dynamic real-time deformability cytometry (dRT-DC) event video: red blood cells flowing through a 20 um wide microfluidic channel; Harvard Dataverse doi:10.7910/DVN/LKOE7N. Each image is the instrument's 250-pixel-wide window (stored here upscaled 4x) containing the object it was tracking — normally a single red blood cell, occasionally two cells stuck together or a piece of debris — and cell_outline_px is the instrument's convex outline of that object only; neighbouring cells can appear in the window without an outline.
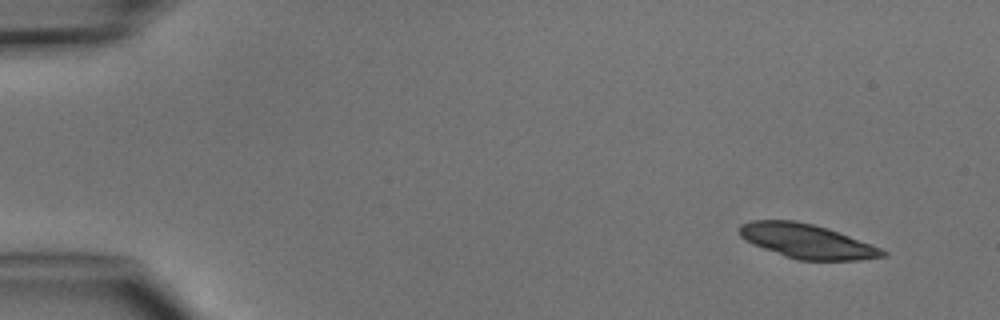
{"species": "common noctule bat (a hibernating species)", "species_latin": "Nyctalus noctula", "temperature_condition": "cold", "stored_images_in_passage": 4, "camera_frame_rate_fps": 3000, "um_per_image_px": 0.085, "animal": {"sex": "male", "body_mass_g": 15.6}, "frame": {"image": 1, "passage_image": 1, "time_ms": 0.0, "image_size_px": [1000, 320], "cell_outline_px": [[888, 256], [860, 260], [796, 260], [784, 256], [752, 244], [740, 236], [740, 224], [752, 220], [796, 220], [828, 228], [872, 244], [888, 252]], "centroid_in_image_um": [68.61, 20.5], "position_along_channel_um": 16.4, "area_um2": 28.73}}
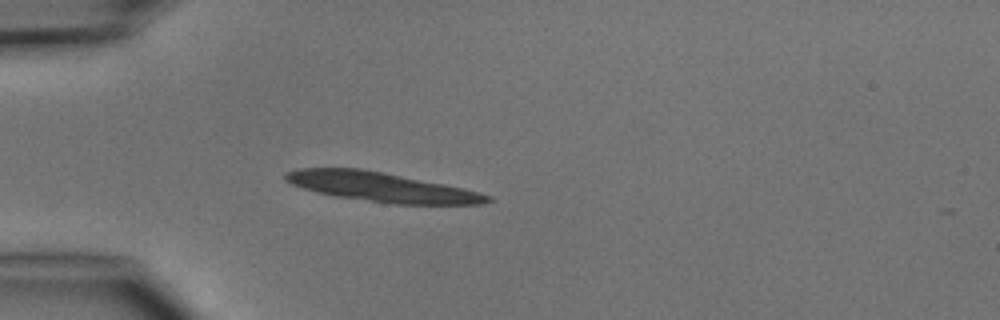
{"frame": {"image": 2, "passage_image": 4, "time_ms": 3.333, "image_size_px": [1000, 320], "cell_outline_px": [[492, 200], [480, 204], [396, 204], [336, 196], [316, 192], [292, 184], [284, 180], [284, 172], [300, 168], [360, 168], [444, 184], [492, 196]], "centroid_in_image_um": [32.36, 15.89], "position_along_channel_um": 52.6, "area_um2": 33.99}}